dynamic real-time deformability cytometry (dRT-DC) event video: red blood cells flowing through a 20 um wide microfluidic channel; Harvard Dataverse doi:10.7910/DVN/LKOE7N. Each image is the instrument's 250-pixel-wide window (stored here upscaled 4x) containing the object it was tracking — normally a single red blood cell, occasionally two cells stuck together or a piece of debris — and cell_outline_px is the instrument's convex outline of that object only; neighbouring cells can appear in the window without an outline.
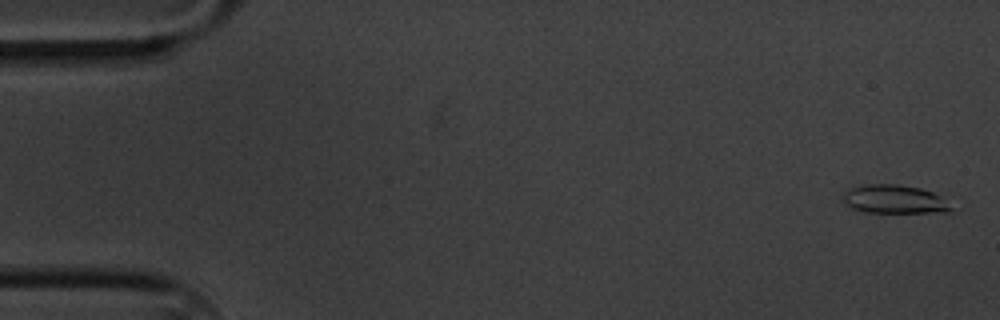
{"species": "common noctule bat (a hibernating species)", "species_latin": "Nyctalus noctula", "temperature_condition": "cold", "stored_images_in_passage": 60, "camera_frame_rate_fps": 3000, "um_per_image_px": 0.085, "animal": {"sex": "male", "body_mass_g": 20.1, "forearm_length_mm": 53.5}, "frame": {"image": 1, "passage_image": 2, "time_ms": 0.333, "image_size_px": [1000, 320], "cell_outline_px": [[952, 212], [864, 212], [852, 208], [844, 204], [844, 192], [848, 188], [864, 184], [896, 184], [920, 188], [932, 192], [940, 196], [952, 208]], "centroid_in_image_um": [75.98, 16.93], "position_along_channel_um": 9.0, "area_um2": 17.92}}
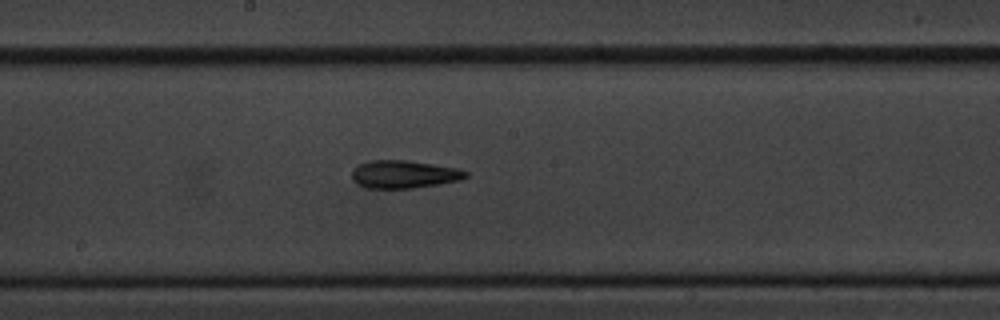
{"frame": {"image": 2, "passage_image": 32, "time_ms": 10.333, "image_size_px": [1000, 320], "cell_outline_px": [[468, 176], [460, 180], [440, 184], [412, 188], [364, 188], [356, 184], [352, 180], [352, 168], [356, 164], [368, 160], [408, 160], [456, 168], [468, 172]], "centroid_in_image_um": [34.27, 14.81], "position_along_channel_um": 213.9, "area_um2": 18.73}}
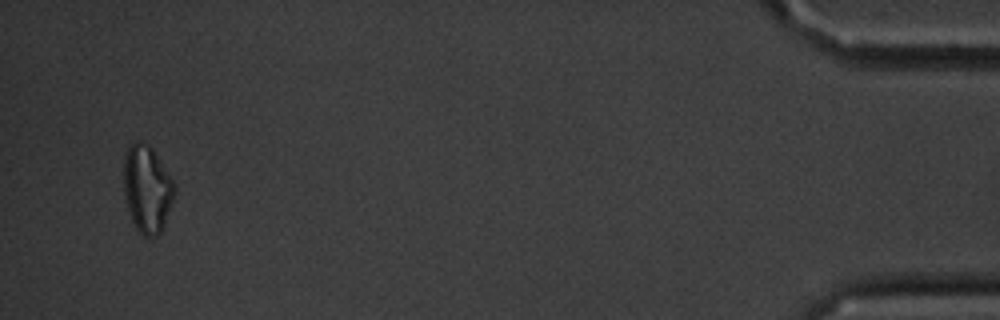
{"frame": {"image": 3, "passage_image": 58, "time_ms": 19.0, "image_size_px": [1000, 320], "cell_outline_px": [[176, 192], [164, 228], [156, 236], [144, 236], [136, 228], [132, 220], [124, 196], [124, 160], [128, 148], [136, 140], [140, 140], [148, 144], [152, 148], [176, 184]], "centroid_in_image_um": [12.53, 16.06], "position_along_channel_um": 422.7, "area_um2": 25.95}, "authors_computed_cell_mechanics": {"area_um2": 18.4382, "velocity_mm_per_s": 3.3402, "shape_relaxation_time_tau1_ms": 8.2342, "shape_relaxation_time_tau2_ms": 6.039, "deformation_change_tau1": 0.1713, "deformation_change_tau2": 0.1667}}